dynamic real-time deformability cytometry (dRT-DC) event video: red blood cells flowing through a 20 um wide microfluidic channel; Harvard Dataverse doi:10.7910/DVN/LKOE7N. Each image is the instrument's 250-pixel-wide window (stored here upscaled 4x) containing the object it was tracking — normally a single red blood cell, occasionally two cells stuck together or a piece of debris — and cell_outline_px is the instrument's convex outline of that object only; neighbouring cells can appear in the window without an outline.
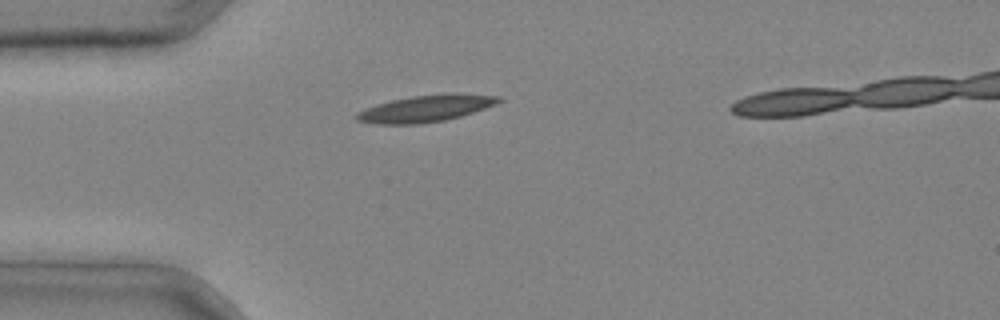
{"species": "common noctule bat (a hibernating species)", "species_latin": "Nyctalus noctula", "temperature_condition": "cold", "stored_images_in_passage": 2, "camera_frame_rate_fps": 3000, "um_per_image_px": 0.085, "animal": {"sex": "male", "body_mass_g": 20.4}, "frame": {"image": 1, "passage_image": 1, "time_ms": 0.0, "image_size_px": [1000, 320], "cell_outline_px": [[504, 100], [496, 104], [460, 116], [444, 120], [420, 124], [380, 124], [356, 120], [356, 112], [376, 104], [392, 100], [412, 96], [444, 92], [452, 92], [500, 96]], "centroid_in_image_um": [36.22, 9.2], "position_along_channel_um": 48.8, "area_um2": 22.25}}